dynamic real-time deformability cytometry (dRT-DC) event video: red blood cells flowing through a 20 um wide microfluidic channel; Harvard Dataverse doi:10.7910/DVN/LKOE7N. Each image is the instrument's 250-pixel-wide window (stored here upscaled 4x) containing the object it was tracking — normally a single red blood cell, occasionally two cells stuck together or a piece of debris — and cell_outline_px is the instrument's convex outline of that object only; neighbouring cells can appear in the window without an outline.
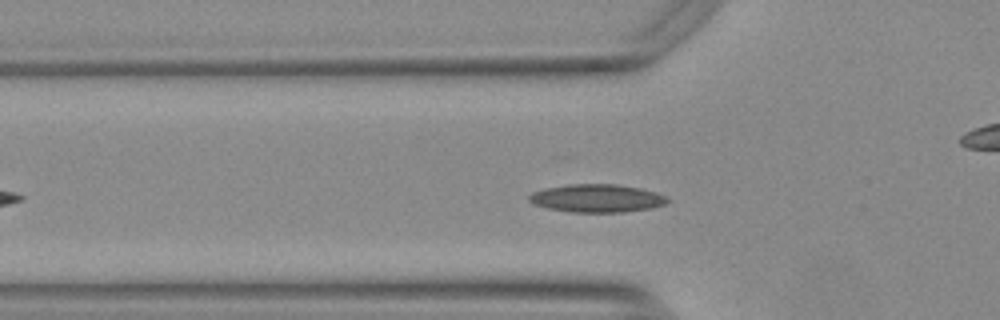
{"species": "Egyptian fruit bat (a non-hibernating species)", "species_latin": "Rousettus aegyptiacus", "temperature_condition": "warm", "stored_images_in_passage": 47, "camera_frame_rate_fps": 3000, "um_per_image_px": 0.085, "animal": {"sex": "female"}, "frame": {"image": 1, "passage_image": 10, "time_ms": 3.0, "image_size_px": [1000, 320], "cell_outline_px": [[668, 200], [664, 204], [652, 208], [624, 212], [568, 212], [548, 208], [532, 204], [528, 200], [528, 196], [532, 192], [544, 188], [568, 184], [616, 184], [640, 188], [656, 192], [664, 196]], "centroid_in_image_um": [50.68, 16.85], "position_along_channel_um": 75.1, "area_um2": 22.66}}
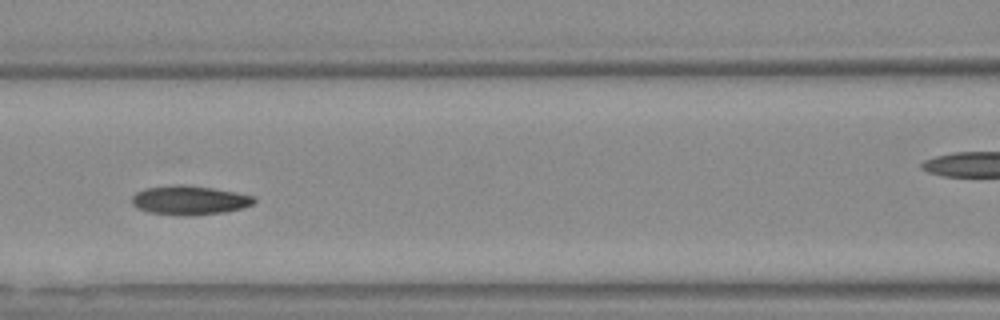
{"frame": {"image": 2, "passage_image": 16, "time_ms": 5.0, "image_size_px": [1000, 320], "cell_outline_px": [[256, 200], [252, 204], [244, 208], [224, 212], [192, 216], [188, 216], [148, 212], [136, 208], [132, 204], [132, 196], [136, 192], [144, 188], [180, 184], [212, 188], [252, 196]], "centroid_in_image_um": [16.06, 17.03], "position_along_channel_um": 150.5, "area_um2": 20.63}}
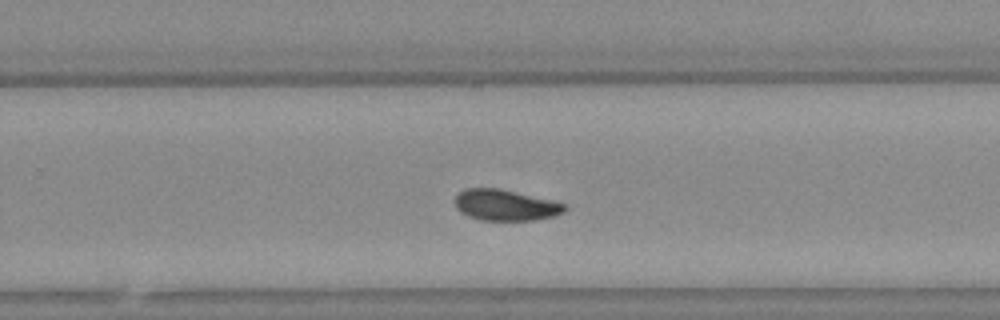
{"frame": {"image": 3, "passage_image": 27, "time_ms": 8.667, "image_size_px": [1000, 320], "cell_outline_px": [[568, 208], [564, 212], [556, 216], [536, 220], [480, 220], [468, 216], [460, 212], [456, 208], [456, 196], [460, 192], [468, 188], [500, 188], [552, 200], [564, 204]], "centroid_in_image_um": [42.99, 17.44], "position_along_channel_um": 286.8, "area_um2": 19.88}}